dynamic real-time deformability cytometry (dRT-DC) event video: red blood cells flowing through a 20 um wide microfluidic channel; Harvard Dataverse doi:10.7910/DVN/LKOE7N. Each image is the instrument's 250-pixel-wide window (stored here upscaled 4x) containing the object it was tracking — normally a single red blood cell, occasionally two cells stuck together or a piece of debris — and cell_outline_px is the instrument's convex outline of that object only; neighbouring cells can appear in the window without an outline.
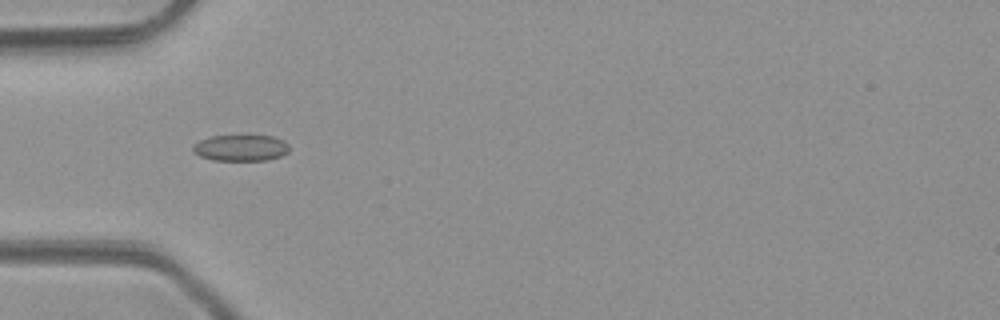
{"species": "common noctule bat (a hibernating species)", "species_latin": "Nyctalus noctula", "temperature_condition": "room temperature", "stored_images_in_passage": 6, "camera_frame_rate_fps": 3000, "um_per_image_px": 0.085, "animal": {"sex": "male", "body_mass_g": 23.1, "forearm_length_mm": 52.7}, "frame": {"image": 1, "passage_image": 5, "time_ms": 4.667, "image_size_px": [1000, 320], "cell_outline_px": [[288, 152], [280, 156], [268, 160], [212, 160], [200, 156], [192, 148], [200, 140], [212, 136], [272, 136], [284, 140], [288, 144]], "centroid_in_image_um": [20.5, 12.57], "position_along_channel_um": 64.5, "area_um2": 14.51}}
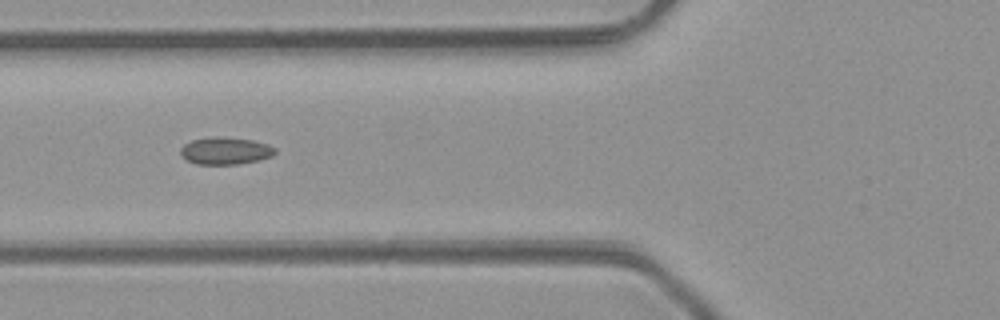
{"frame": {"image": 2, "passage_image": 6, "time_ms": 5.667, "image_size_px": [1000, 320], "cell_outline_px": [[276, 152], [272, 156], [256, 160], [236, 164], [196, 164], [188, 160], [180, 152], [180, 148], [184, 144], [192, 140], [216, 136], [252, 140], [268, 144], [276, 148]], "centroid_in_image_um": [19.16, 12.81], "position_along_channel_um": 106.6, "area_um2": 14.8}}